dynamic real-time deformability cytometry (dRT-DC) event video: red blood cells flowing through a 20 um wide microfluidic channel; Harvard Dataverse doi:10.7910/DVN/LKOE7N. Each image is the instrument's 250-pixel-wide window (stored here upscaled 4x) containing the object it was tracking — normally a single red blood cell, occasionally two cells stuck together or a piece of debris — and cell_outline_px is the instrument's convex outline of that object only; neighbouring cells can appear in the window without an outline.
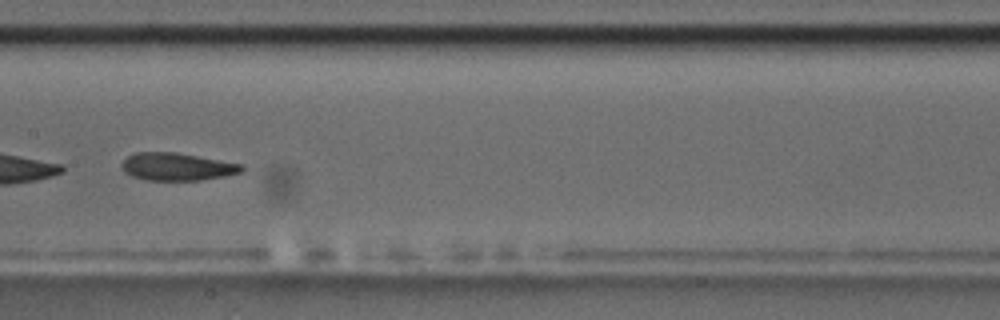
{"species": "common noctule bat (a hibernating species)", "species_latin": "Nyctalus noctula", "temperature_condition": "room temperature", "stored_images_in_passage": 10, "camera_frame_rate_fps": 3000, "um_per_image_px": 0.085, "animal": {"sex": "male", "body_mass_g": 17.5, "forearm_length_mm": 52.3}, "frame": {"image": 1, "passage_image": 5, "time_ms": 4.667, "image_size_px": [1000, 320], "cell_outline_px": [[244, 168], [240, 172], [224, 176], [200, 180], [144, 180], [132, 176], [124, 172], [120, 164], [128, 156], [136, 152], [176, 152], [244, 164]], "centroid_in_image_um": [15.03, 14.16], "position_along_channel_um": 192.4, "area_um2": 19.36}, "authors_computed_cell_mechanics": {"area_um2": 19.9988, "velocity_mm_per_s": 3.6351, "shape_relaxation_time_tau1_ms": 4.2071, "shape_relaxation_time_tau2_ms": 1.2382, "deformation_change_tau1": 0.0856, "deformation_change_tau2": 0.0571}}